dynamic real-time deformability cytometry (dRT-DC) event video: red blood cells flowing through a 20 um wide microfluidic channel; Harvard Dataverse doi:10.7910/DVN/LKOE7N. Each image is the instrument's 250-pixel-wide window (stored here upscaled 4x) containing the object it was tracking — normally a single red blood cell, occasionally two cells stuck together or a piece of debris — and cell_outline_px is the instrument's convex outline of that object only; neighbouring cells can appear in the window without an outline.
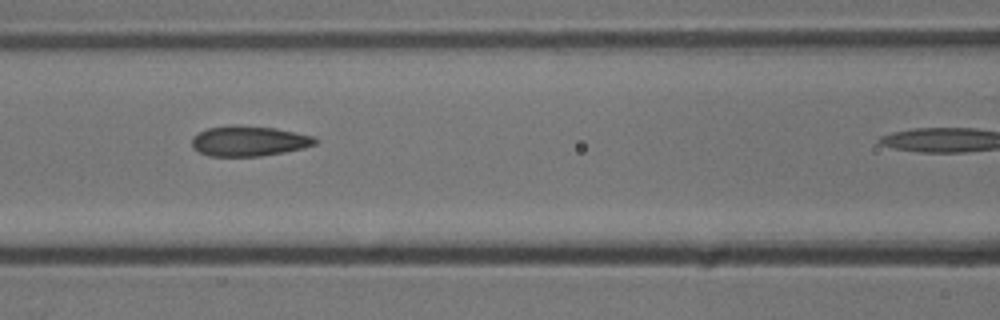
{"species": "common noctule bat (a hibernating species)", "species_latin": "Nyctalus noctula", "temperature_condition": "cold", "stored_images_in_passage": 17, "camera_frame_rate_fps": 3000, "um_per_image_px": 0.085, "animal": {"sex": "male", "body_mass_g": 13.3}, "frame": {"image": 1, "passage_image": 10, "time_ms": 3.0, "image_size_px": [1000, 320], "cell_outline_px": [[316, 144], [284, 152], [260, 156], [208, 156], [192, 148], [192, 136], [208, 128], [228, 124], [236, 124], [276, 128], [312, 136], [316, 140]], "centroid_in_image_um": [21.09, 11.97], "position_along_channel_um": 145.5, "area_um2": 21.73}}
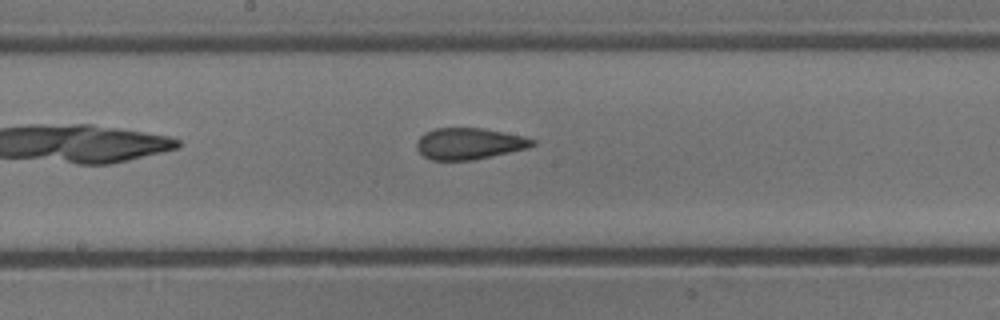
{"frame": {"image": 2, "passage_image": 15, "time_ms": 4.667, "image_size_px": [1000, 320], "cell_outline_px": [[536, 144], [528, 148], [492, 156], [472, 160], [432, 160], [424, 156], [416, 148], [416, 140], [424, 132], [436, 128], [484, 128], [524, 136], [536, 140]], "centroid_in_image_um": [39.88, 12.2], "position_along_channel_um": 208.3, "area_um2": 21.33}}